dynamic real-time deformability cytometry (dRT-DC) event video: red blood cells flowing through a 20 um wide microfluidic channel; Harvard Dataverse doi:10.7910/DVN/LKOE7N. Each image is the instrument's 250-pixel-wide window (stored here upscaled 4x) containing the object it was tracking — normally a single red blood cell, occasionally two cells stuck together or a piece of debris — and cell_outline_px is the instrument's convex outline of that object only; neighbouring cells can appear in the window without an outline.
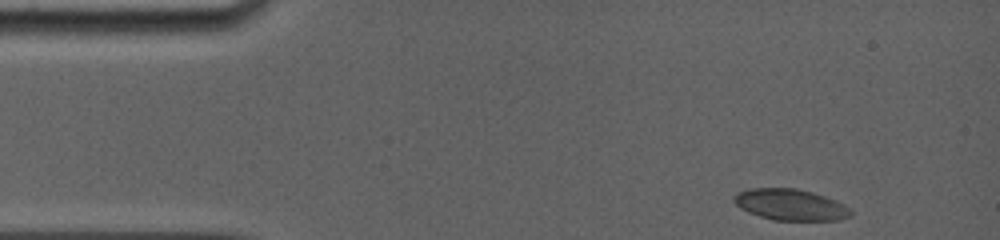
{"species": "common noctule bat (a hibernating species)", "species_latin": "Nyctalus noctula", "temperature_condition": "room temperature", "stored_images_in_passage": 18, "camera_frame_rate_fps": 5000, "um_per_image_px": 0.085, "animal": {"sex": "female", "body_mass_g": 19.0, "forearm_length_mm": 56.7}, "frame": {"image": 1, "passage_image": 1, "time_ms": 0.0, "image_size_px": [1000, 240], "cell_outline_px": [[852, 216], [840, 220], [772, 220], [748, 212], [740, 208], [732, 200], [736, 192], [752, 188], [796, 188], [812, 192], [836, 200], [844, 204], [852, 212]], "centroid_in_image_um": [67.18, 17.4], "position_along_channel_um": 17.8, "area_um2": 21.33}}
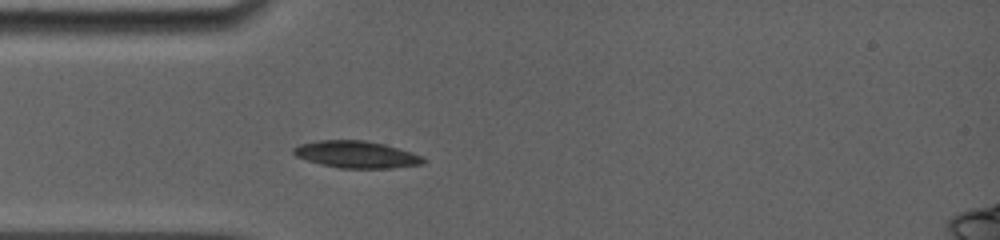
{"frame": {"image": 2, "passage_image": 17, "time_ms": 3.0, "image_size_px": [1000, 240], "cell_outline_px": [[428, 160], [424, 164], [392, 168], [340, 168], [320, 164], [296, 156], [292, 152], [292, 148], [300, 144], [320, 140], [364, 140], [384, 144], [412, 152], [424, 156]], "centroid_in_image_um": [30.34, 13.13], "position_along_channel_um": 54.7, "area_um2": 20.52}}